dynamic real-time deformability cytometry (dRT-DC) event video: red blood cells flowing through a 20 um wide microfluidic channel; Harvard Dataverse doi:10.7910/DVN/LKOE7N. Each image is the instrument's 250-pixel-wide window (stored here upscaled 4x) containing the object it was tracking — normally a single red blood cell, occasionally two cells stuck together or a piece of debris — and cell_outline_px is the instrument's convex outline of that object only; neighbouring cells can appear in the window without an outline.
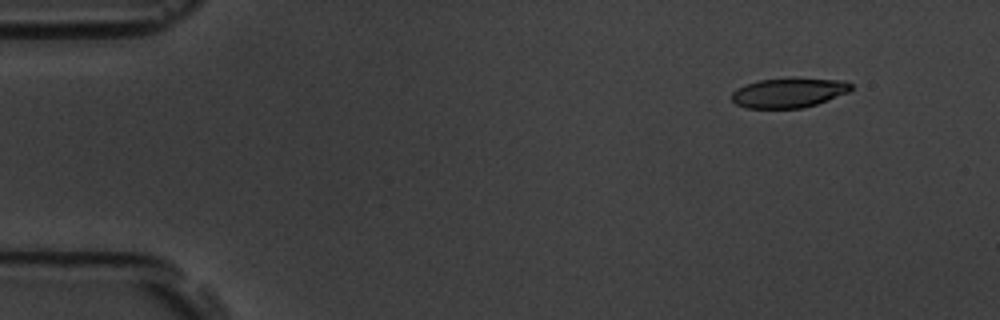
{"species": "common noctule bat (a hibernating species)", "species_latin": "Nyctalus noctula", "temperature_condition": "room temperature", "stored_images_in_passage": 5, "camera_frame_rate_fps": 3000, "um_per_image_px": 0.085, "animal": {"sex": "male", "body_mass_g": 19.5, "forearm_length_mm": 54.6}, "frame": {"image": 1, "passage_image": 1, "time_ms": 0.0, "image_size_px": [1000, 320], "cell_outline_px": [[852, 88], [848, 92], [816, 104], [804, 108], [748, 108], [736, 104], [732, 100], [732, 92], [736, 88], [760, 80], [844, 80], [852, 84]], "centroid_in_image_um": [67.02, 7.92], "position_along_channel_um": 18.0, "area_um2": 19.83}}
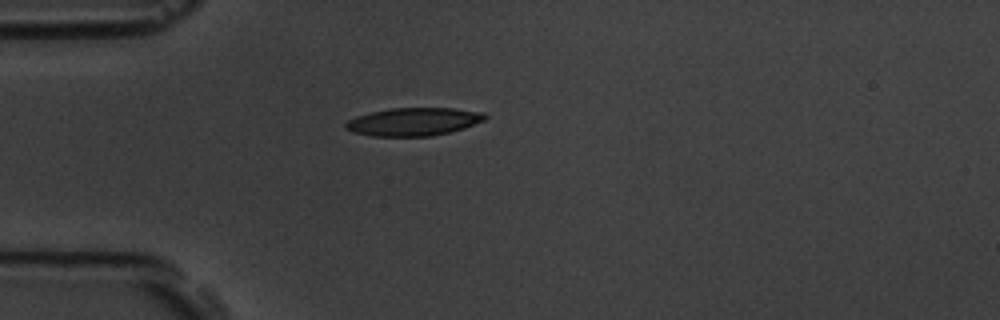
{"frame": {"image": 2, "passage_image": 4, "time_ms": 3.333, "image_size_px": [1000, 320], "cell_outline_px": [[488, 116], [484, 120], [464, 128], [432, 136], [372, 136], [352, 132], [344, 128], [344, 124], [348, 120], [356, 116], [372, 112], [392, 108], [452, 108], [484, 112]], "centroid_in_image_um": [35.14, 10.34], "position_along_channel_um": 49.9, "area_um2": 22.72}}